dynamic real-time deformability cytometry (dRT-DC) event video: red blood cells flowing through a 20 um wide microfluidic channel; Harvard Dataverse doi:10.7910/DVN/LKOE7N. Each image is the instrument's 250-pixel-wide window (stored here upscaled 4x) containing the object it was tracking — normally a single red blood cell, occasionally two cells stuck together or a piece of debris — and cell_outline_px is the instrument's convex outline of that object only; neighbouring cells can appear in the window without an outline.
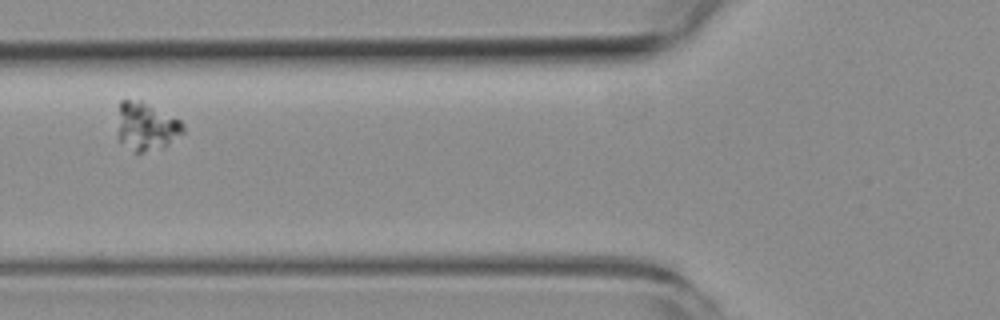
{"species": "common noctule bat (a hibernating species)", "species_latin": "Nyctalus noctula", "temperature_condition": "room temperature", "stored_images_in_passage": 2, "camera_frame_rate_fps": 3000, "um_per_image_px": 0.085, "animal": {"sex": "female", "body_mass_g": 19.3, "forearm_length_mm": 54.1}, "frame": {"image": 1, "passage_image": 2, "time_ms": 1.333, "image_size_px": [1000, 320], "cell_outline_px": [[184, 132], [164, 148], [144, 152], [136, 152], [120, 140], [120, 100], [140, 100], [180, 120], [184, 124]], "centroid_in_image_um": [12.51, 10.76], "position_along_channel_um": 113.3, "area_um2": 17.8}}